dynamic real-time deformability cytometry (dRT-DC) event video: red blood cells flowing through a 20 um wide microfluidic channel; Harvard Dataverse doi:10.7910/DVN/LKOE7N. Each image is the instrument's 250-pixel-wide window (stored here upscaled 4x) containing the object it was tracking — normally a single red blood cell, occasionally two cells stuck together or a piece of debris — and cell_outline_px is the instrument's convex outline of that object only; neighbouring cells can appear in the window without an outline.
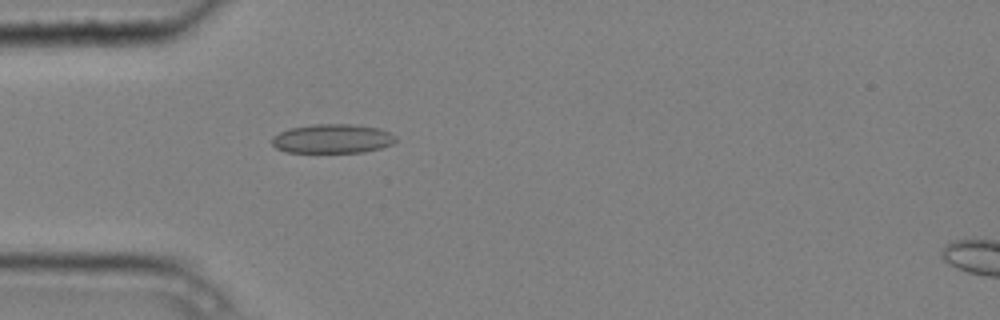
{"species": "common noctule bat (a hibernating species)", "species_latin": "Nyctalus noctula", "temperature_condition": "cold", "stored_images_in_passage": 3, "camera_frame_rate_fps": 3000, "um_per_image_px": 0.085, "animal": {"sex": "male", "body_mass_g": 20.4}, "frame": {"image": 1, "passage_image": 2, "time_ms": 0.333, "image_size_px": [1000, 320], "cell_outline_px": [[396, 140], [392, 144], [380, 148], [364, 152], [288, 152], [276, 148], [272, 144], [272, 136], [288, 128], [312, 124], [348, 124], [380, 128], [392, 132], [396, 136]], "centroid_in_image_um": [28.26, 11.78], "position_along_channel_um": 56.7, "area_um2": 21.15}}